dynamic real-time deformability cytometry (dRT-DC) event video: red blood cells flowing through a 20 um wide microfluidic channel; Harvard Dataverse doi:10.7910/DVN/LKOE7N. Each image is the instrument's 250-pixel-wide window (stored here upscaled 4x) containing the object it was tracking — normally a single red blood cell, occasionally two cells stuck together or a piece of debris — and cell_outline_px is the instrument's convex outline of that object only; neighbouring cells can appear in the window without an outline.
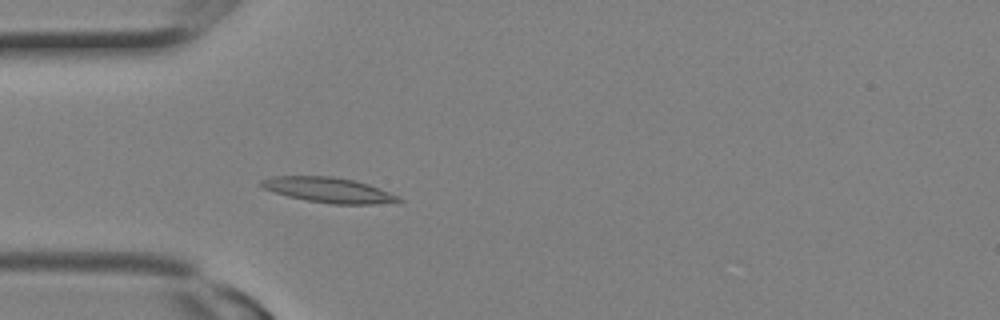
{"species": "Egyptian fruit bat (a non-hibernating species)", "species_latin": "Rousettus aegyptiacus", "temperature_condition": "room temperature", "stored_images_in_passage": 2, "camera_frame_rate_fps": 3000, "um_per_image_px": 0.085, "animal": {"sex": "female"}, "frame": {"image": 1, "passage_image": 2, "time_ms": 0.333, "image_size_px": [1000, 320], "cell_outline_px": [[404, 200], [372, 204], [332, 204], [308, 200], [288, 196], [264, 188], [260, 184], [260, 180], [272, 176], [332, 176], [352, 180], [368, 184], [400, 196]], "centroid_in_image_um": [27.92, 16.14], "position_along_channel_um": 57.1, "area_um2": 19.83}}